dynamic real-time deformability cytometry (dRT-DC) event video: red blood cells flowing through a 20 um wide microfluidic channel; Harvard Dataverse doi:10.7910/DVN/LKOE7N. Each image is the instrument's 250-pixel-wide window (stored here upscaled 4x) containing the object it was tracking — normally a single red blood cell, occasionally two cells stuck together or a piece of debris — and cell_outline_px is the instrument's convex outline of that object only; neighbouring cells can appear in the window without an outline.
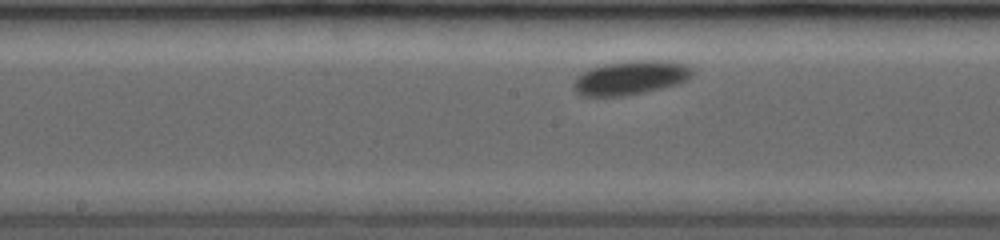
{"species": "common noctule bat (a hibernating species)", "species_latin": "Nyctalus noctula", "temperature_condition": "room temperature", "stored_images_in_passage": 11, "segment_of_instrument_passage": [2, 2], "camera_frame_rate_fps": 3500, "um_per_image_px": 0.085, "animal": {"sex": "female", "body_mass_g": 19.0, "forearm_length_mm": 53.3}, "frame": {"image": 1, "passage_image": 11, "time_ms": 5.143, "image_size_px": [1000, 240], "cell_outline_px": [[692, 76], [688, 80], [676, 84], [660, 88], [624, 96], [580, 96], [576, 92], [572, 84], [576, 76], [588, 68], [604, 64], [624, 60], [664, 60], [684, 64], [692, 68]], "centroid_in_image_um": [53.55, 6.59], "position_along_channel_um": 194.7, "area_um2": 23.76}}